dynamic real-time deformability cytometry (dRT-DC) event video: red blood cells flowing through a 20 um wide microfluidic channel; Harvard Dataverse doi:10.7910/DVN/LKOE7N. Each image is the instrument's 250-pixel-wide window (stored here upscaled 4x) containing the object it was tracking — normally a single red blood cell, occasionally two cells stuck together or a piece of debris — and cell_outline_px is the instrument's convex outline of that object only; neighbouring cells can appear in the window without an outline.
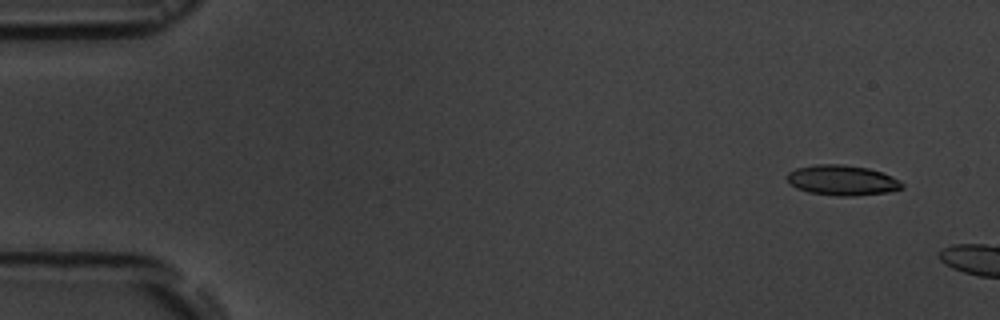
{"species": "common noctule bat (a hibernating species)", "species_latin": "Nyctalus noctula", "temperature_condition": "room temperature", "stored_images_in_passage": 3, "camera_frame_rate_fps": 3000, "um_per_image_px": 0.085, "animal": {"sex": "male", "body_mass_g": 19.5, "forearm_length_mm": 54.6}, "frame": {"image": 1, "passage_image": 1, "time_ms": 0.0, "image_size_px": [1000, 320], "cell_outline_px": [[904, 188], [888, 192], [852, 196], [836, 196], [808, 192], [796, 188], [784, 176], [788, 172], [796, 168], [816, 164], [840, 164], [868, 168], [880, 172], [900, 180], [904, 184]], "centroid_in_image_um": [71.57, 15.32], "position_along_channel_um": 13.4, "area_um2": 20.29}}